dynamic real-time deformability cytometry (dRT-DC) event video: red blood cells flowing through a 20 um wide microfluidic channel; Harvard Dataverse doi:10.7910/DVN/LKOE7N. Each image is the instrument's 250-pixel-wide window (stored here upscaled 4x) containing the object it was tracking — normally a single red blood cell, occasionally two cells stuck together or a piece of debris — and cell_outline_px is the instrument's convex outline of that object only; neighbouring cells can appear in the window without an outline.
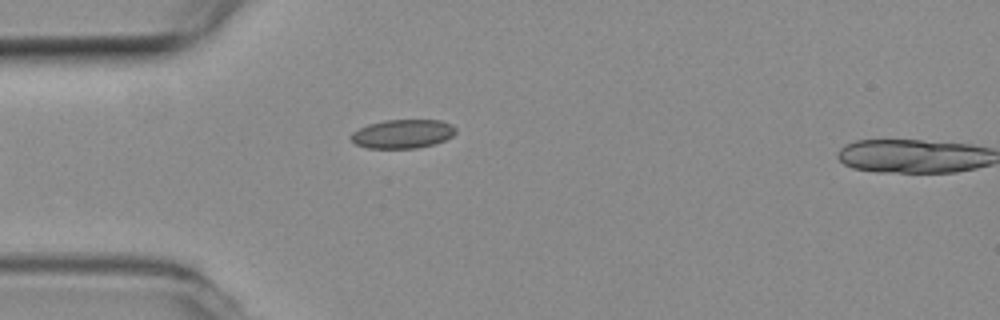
{"species": "common noctule bat (a hibernating species)", "species_latin": "Nyctalus noctula", "temperature_condition": "room temperature", "stored_images_in_passage": 3, "camera_frame_rate_fps": 3000, "um_per_image_px": 0.085, "animal": {"sex": "female", "body_mass_g": 19.3, "forearm_length_mm": 54.1}, "frame": {"image": 1, "passage_image": 3, "time_ms": 0.667, "image_size_px": [1000, 320], "cell_outline_px": [[456, 132], [452, 136], [436, 144], [416, 148], [368, 148], [356, 144], [348, 136], [352, 132], [368, 124], [384, 120], [440, 120], [452, 124], [456, 128]], "centroid_in_image_um": [34.23, 11.37], "position_along_channel_um": 50.8, "area_um2": 17.69}}